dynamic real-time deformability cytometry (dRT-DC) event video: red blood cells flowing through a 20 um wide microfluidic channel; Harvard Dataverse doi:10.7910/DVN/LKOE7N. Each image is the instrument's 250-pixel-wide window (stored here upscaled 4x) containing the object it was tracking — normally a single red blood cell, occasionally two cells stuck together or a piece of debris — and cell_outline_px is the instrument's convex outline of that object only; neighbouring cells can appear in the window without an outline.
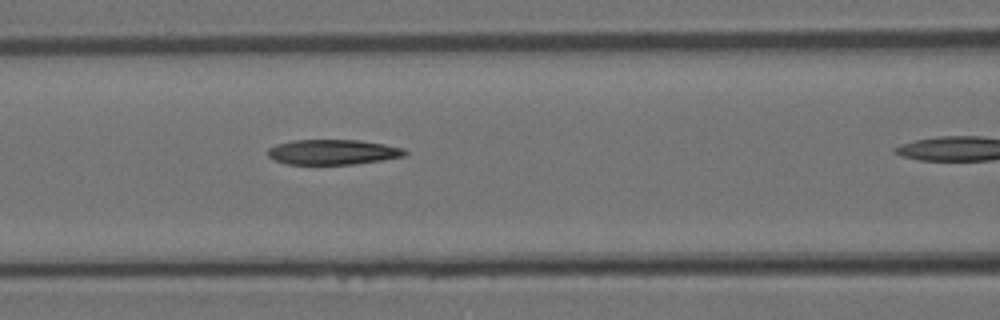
{"species": "Egyptian fruit bat (a non-hibernating species)", "species_latin": "Rousettus aegyptiacus", "temperature_condition": "room temperature", "stored_images_in_passage": 11, "camera_frame_rate_fps": 3000, "um_per_image_px": 0.085, "animal": {"sex": "female"}, "frame": {"image": 1, "passage_image": 10, "time_ms": 3.0, "image_size_px": [1000, 320], "cell_outline_px": [[408, 152], [404, 156], [380, 160], [352, 164], [288, 164], [272, 160], [268, 156], [268, 148], [276, 144], [292, 140], [360, 140], [384, 144], [404, 148]], "centroid_in_image_um": [28.26, 12.92], "position_along_channel_um": 138.3, "area_um2": 20.06}}